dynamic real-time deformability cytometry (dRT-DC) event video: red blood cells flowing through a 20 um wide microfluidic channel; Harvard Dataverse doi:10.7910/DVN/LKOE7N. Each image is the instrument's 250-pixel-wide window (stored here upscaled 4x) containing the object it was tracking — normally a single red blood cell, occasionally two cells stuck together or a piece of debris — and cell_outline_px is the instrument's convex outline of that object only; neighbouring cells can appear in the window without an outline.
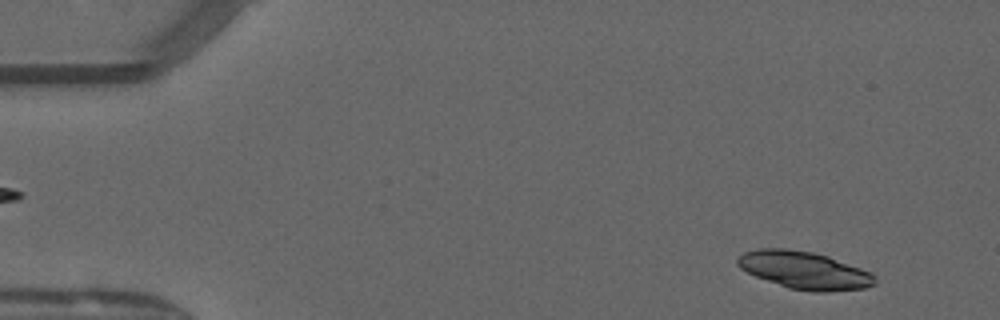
{"species": "common noctule bat (a hibernating species)", "species_latin": "Nyctalus noctula", "temperature_condition": "warm", "stored_images_in_passage": 49, "camera_frame_rate_fps": 3000, "um_per_image_px": 0.085, "animal": {"sex": "male", "forearm_length_mm": 52.5}, "frame": {"image": 1, "passage_image": 4, "time_ms": 1.0, "image_size_px": [1000, 320], "cell_outline_px": [[876, 284], [864, 288], [828, 292], [816, 292], [788, 288], [756, 276], [740, 268], [736, 264], [736, 260], [744, 252], [756, 248], [784, 248], [812, 252], [828, 256], [872, 272], [876, 276]], "centroid_in_image_um": [68.39, 22.97], "position_along_channel_um": 16.6, "area_um2": 30.11}}